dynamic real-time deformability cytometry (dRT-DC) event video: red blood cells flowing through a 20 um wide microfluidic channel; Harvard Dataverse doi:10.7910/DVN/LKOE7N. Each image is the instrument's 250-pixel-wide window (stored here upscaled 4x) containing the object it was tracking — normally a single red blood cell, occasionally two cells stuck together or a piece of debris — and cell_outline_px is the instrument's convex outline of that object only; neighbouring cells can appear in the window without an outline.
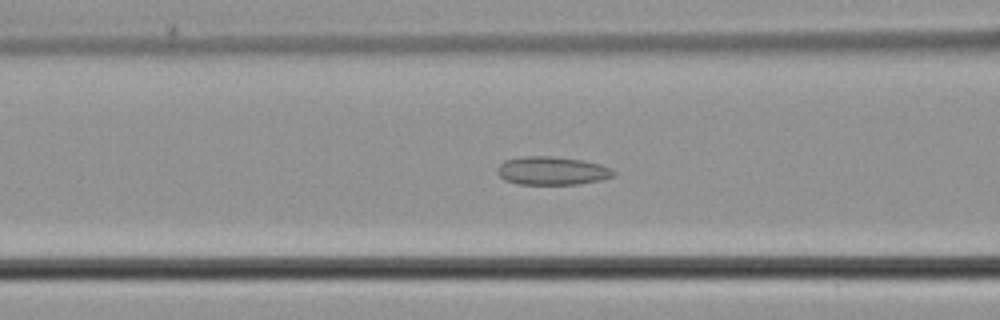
{"species": "common noctule bat (a hibernating species)", "species_latin": "Nyctalus noctula", "temperature_condition": "cold", "stored_images_in_passage": 44, "camera_frame_rate_fps": 3000, "um_per_image_px": 0.085, "animal": {"sex": "male", "body_mass_g": 21.5, "forearm_length_mm": 52.0}, "frame": {"image": 1, "passage_image": 14, "time_ms": 4.333, "image_size_px": [1000, 320], "cell_outline_px": [[616, 176], [600, 180], [580, 184], [520, 184], [504, 180], [496, 172], [496, 168], [504, 160], [520, 156], [552, 156], [584, 160], [600, 164], [612, 168], [616, 172]], "centroid_in_image_um": [46.94, 14.51], "position_along_channel_um": 119.7, "area_um2": 19.48}}
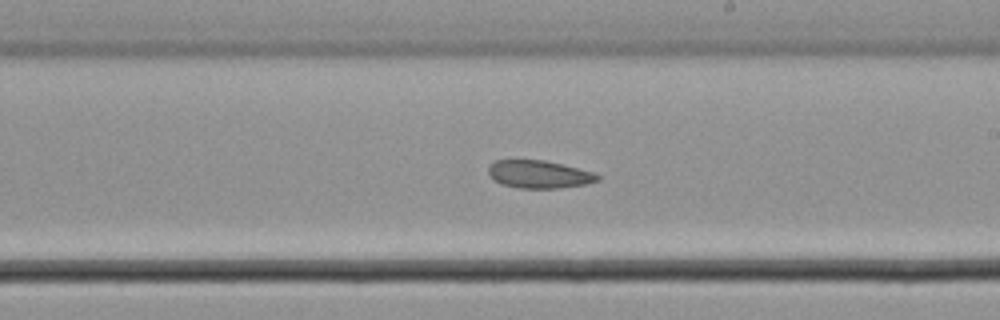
{"frame": {"image": 2, "passage_image": 23, "time_ms": 7.333, "image_size_px": [1000, 320], "cell_outline_px": [[600, 180], [584, 184], [556, 188], [520, 188], [504, 184], [496, 180], [488, 172], [488, 168], [496, 160], [544, 160], [592, 172], [600, 176]], "centroid_in_image_um": [45.83, 14.81], "position_along_channel_um": 243.2, "area_um2": 17.17}}
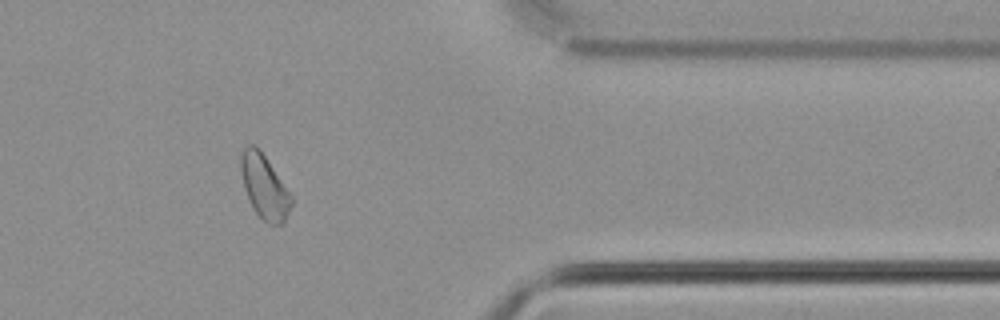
{"frame": {"image": 3, "passage_image": 35, "time_ms": 11.333, "image_size_px": [1000, 320], "cell_outline_px": [[292, 204], [284, 220], [280, 224], [268, 224], [252, 208], [244, 188], [240, 168], [240, 156], [244, 148], [248, 144], [252, 144], [260, 148], [292, 196]], "centroid_in_image_um": [22.45, 15.83], "position_along_channel_um": 389.0, "area_um2": 18.67}}